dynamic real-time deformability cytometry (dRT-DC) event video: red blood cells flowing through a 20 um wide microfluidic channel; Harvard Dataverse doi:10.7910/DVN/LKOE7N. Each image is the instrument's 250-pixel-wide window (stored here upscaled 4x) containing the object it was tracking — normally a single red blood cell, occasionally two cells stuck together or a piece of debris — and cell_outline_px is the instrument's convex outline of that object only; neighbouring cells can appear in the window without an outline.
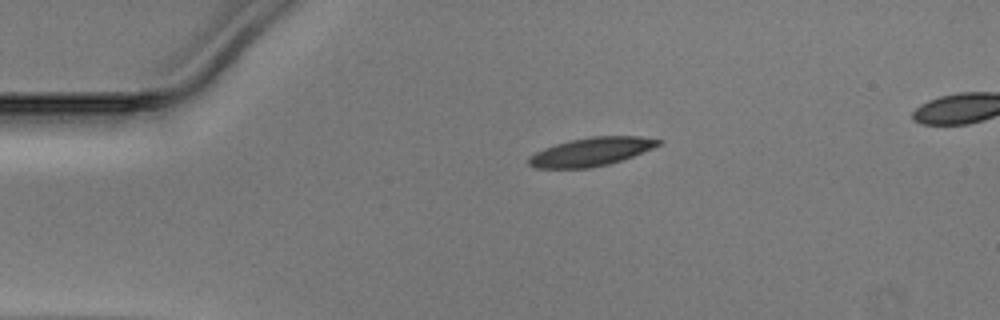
{"species": "Egyptian fruit bat (a non-hibernating species)", "species_latin": "Rousettus aegyptiacus", "temperature_condition": "warm", "stored_images_in_passage": 41, "camera_frame_rate_fps": 3000, "um_per_image_px": 0.085, "animal": {"sex": "male"}, "frame": {"image": 1, "passage_image": 1, "time_ms": 0.0, "image_size_px": [1000, 320], "cell_outline_px": [[664, 140], [660, 144], [652, 148], [632, 156], [608, 164], [588, 168], [536, 168], [528, 164], [528, 160], [536, 152], [544, 148], [568, 140], [592, 136], [640, 136]], "centroid_in_image_um": [50.26, 12.89], "position_along_channel_um": 34.7, "area_um2": 21.27}}
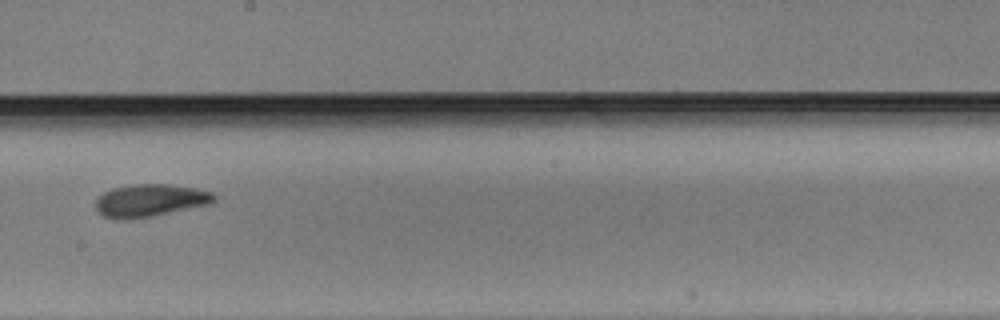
{"frame": {"image": 2, "passage_image": 19, "time_ms": 6.0, "image_size_px": [1000, 320], "cell_outline_px": [[216, 200], [212, 204], [152, 216], [120, 220], [116, 220], [104, 216], [96, 208], [96, 200], [104, 192], [112, 188], [132, 184], [168, 184], [196, 188], [212, 192], [216, 196]], "centroid_in_image_um": [12.79, 17.03], "position_along_channel_um": 235.4, "area_um2": 22.54}}
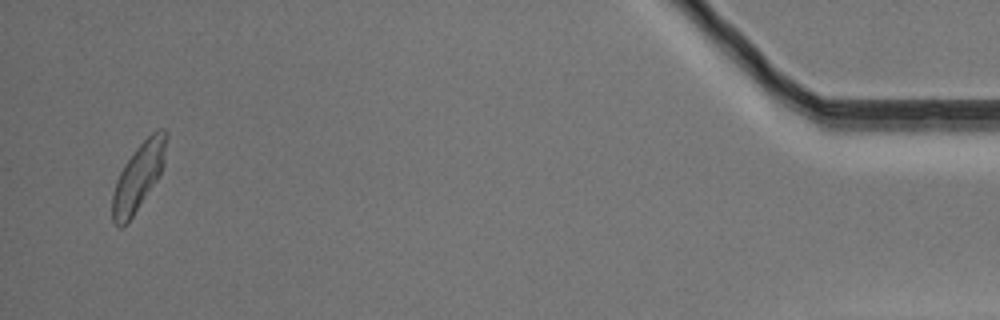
{"frame": {"image": 3, "passage_image": 39, "time_ms": 12.667, "image_size_px": [1000, 320], "cell_outline_px": [[168, 136], [164, 164], [156, 180], [132, 216], [120, 228], [112, 220], [112, 196], [116, 180], [124, 164], [136, 148], [156, 128], [164, 128], [168, 132]], "centroid_in_image_um": [11.78, 14.95], "position_along_channel_um": 423.4, "area_um2": 20.81}}